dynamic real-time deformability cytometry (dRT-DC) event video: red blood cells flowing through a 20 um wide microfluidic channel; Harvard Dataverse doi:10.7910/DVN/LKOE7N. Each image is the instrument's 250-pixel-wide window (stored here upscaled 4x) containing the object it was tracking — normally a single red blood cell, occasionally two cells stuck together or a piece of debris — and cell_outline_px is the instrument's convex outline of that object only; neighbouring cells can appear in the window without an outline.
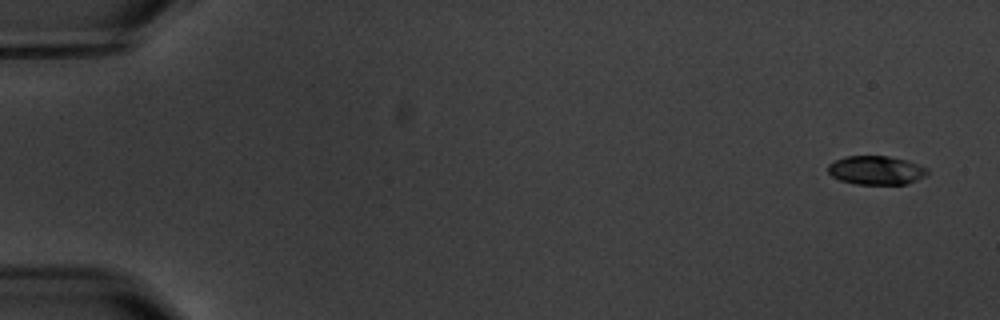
{"species": "common noctule bat (a hibernating species)", "species_latin": "Nyctalus noctula", "temperature_condition": "warm", "stored_images_in_passage": 6, "camera_frame_rate_fps": 3000, "um_per_image_px": 0.085, "animal": {"sex": "male", "body_mass_g": 20.1, "forearm_length_mm": 53.5}, "frame": {"image": 1, "passage_image": 1, "time_ms": 0.0, "image_size_px": [1000, 320], "cell_outline_px": [[928, 172], [924, 176], [908, 184], [856, 184], [840, 180], [832, 176], [828, 172], [828, 164], [844, 156], [888, 156], [904, 160], [928, 168]], "centroid_in_image_um": [74.44, 14.47], "position_along_channel_um": 10.6, "area_um2": 16.53}}
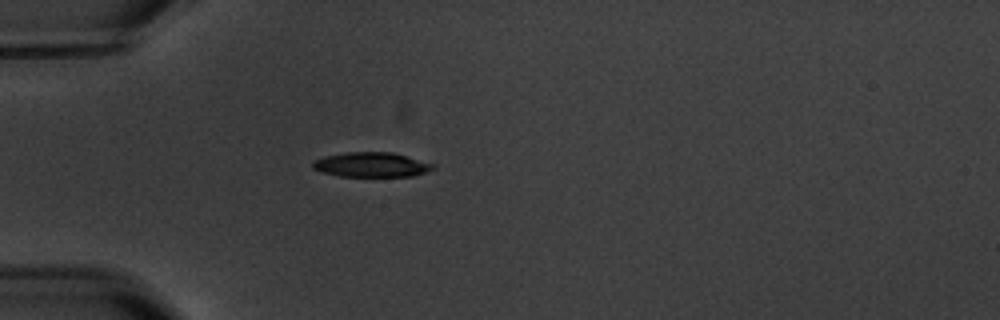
{"frame": {"image": 2, "passage_image": 5, "time_ms": 5.0, "image_size_px": [1000, 320], "cell_outline_px": [[436, 168], [412, 176], [340, 176], [324, 172], [312, 168], [312, 160], [324, 156], [344, 152], [392, 152], [436, 164]], "centroid_in_image_um": [31.56, 13.99], "position_along_channel_um": 53.4, "area_um2": 17.34}}